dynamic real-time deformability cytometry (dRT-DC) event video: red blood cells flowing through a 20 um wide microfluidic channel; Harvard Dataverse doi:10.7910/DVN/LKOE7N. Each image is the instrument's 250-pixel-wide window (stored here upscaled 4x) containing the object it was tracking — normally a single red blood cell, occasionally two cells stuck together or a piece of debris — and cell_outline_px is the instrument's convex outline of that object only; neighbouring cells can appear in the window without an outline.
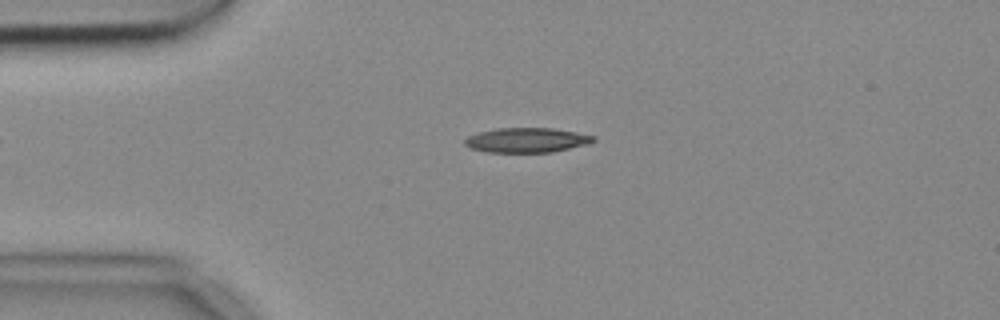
{"species": "common noctule bat (a hibernating species)", "species_latin": "Nyctalus noctula", "temperature_condition": "cold", "stored_images_in_passage": 53, "camera_frame_rate_fps": 3000, "um_per_image_px": 0.085, "animal": {"sex": "female", "body_mass_g": 18.4}, "frame": {"image": 1, "passage_image": 11, "time_ms": 3.333, "image_size_px": [1000, 320], "cell_outline_px": [[596, 140], [588, 144], [552, 152], [488, 152], [472, 148], [464, 144], [464, 140], [468, 136], [480, 132], [496, 128], [552, 128], [576, 132], [596, 136]], "centroid_in_image_um": [44.8, 11.91], "position_along_channel_um": 40.2, "area_um2": 18.44}}
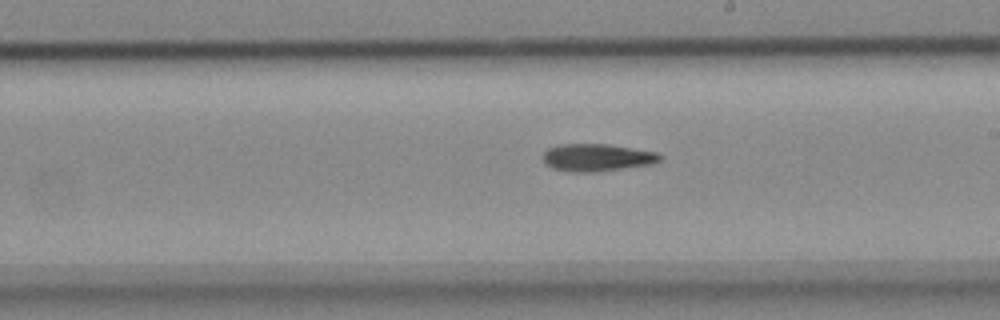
{"frame": {"image": 2, "passage_image": 29, "time_ms": 9.333, "image_size_px": [1000, 320], "cell_outline_px": [[664, 156], [660, 160], [652, 164], [592, 172], [572, 172], [552, 168], [544, 164], [544, 152], [548, 148], [560, 144], [608, 144], [656, 152]], "centroid_in_image_um": [50.73, 13.38], "position_along_channel_um": 238.3, "area_um2": 18.61}}
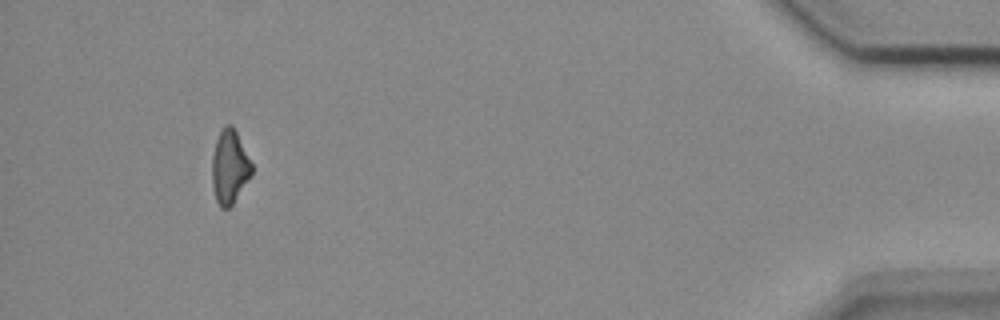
{"frame": {"image": 3, "passage_image": 49, "time_ms": 16.0, "image_size_px": [1000, 320], "cell_outline_px": [[252, 176], [232, 204], [228, 208], [220, 208], [216, 200], [212, 188], [212, 156], [216, 140], [224, 124], [232, 124], [252, 164]], "centroid_in_image_um": [19.5, 14.2], "position_along_channel_um": 415.7, "area_um2": 17.05}}